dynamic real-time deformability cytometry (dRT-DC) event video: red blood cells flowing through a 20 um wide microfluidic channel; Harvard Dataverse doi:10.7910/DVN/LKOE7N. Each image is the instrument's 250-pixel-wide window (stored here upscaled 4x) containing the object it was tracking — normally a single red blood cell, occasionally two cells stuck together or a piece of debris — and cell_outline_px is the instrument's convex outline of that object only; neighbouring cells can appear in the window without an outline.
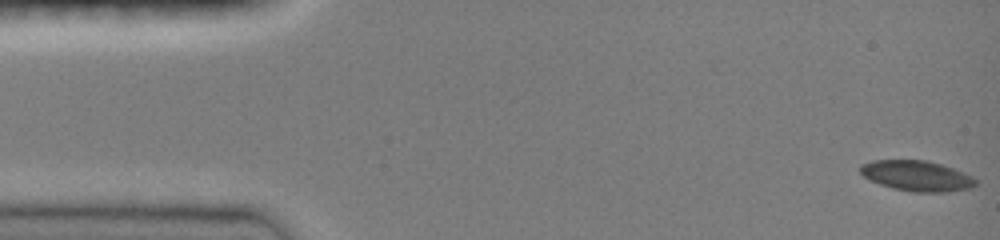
{"species": "common noctule bat (a hibernating species)", "species_latin": "Nyctalus noctula", "temperature_condition": "room temperature", "stored_images_in_passage": 36, "camera_frame_rate_fps": 3000, "um_per_image_px": 0.085, "animal": {"sex": "female", "body_mass_g": 19.0, "forearm_length_mm": 51.5}, "frame": {"image": 1, "passage_image": 1, "time_ms": 0.0, "image_size_px": [1000, 240], "cell_outline_px": [[976, 184], [968, 188], [944, 192], [912, 192], [880, 184], [864, 176], [860, 172], [860, 164], [872, 160], [928, 160], [952, 168], [976, 180]], "centroid_in_image_um": [77.87, 14.93], "position_along_channel_um": 7.1, "area_um2": 20.0}}
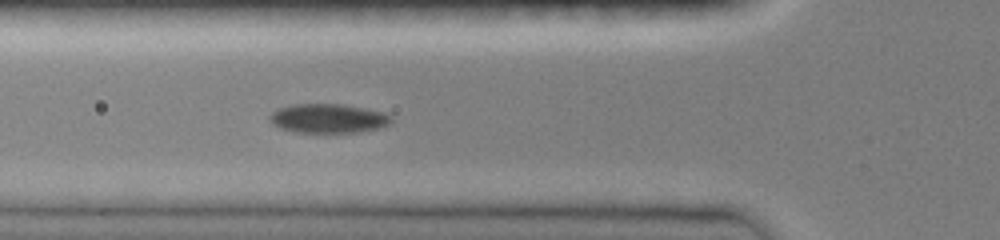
{"frame": {"image": 2, "passage_image": 22, "time_ms": 5.333, "image_size_px": [1000, 240], "cell_outline_px": [[392, 120], [388, 124], [380, 128], [360, 132], [296, 132], [280, 128], [272, 124], [268, 116], [272, 112], [280, 108], [292, 104], [344, 104], [384, 112], [392, 116]], "centroid_in_image_um": [27.91, 10.06], "position_along_channel_um": 97.9, "area_um2": 20.69}}
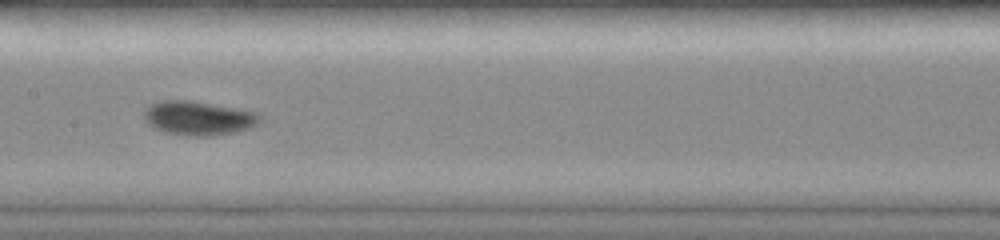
{"frame": {"image": 3, "passage_image": 35, "time_ms": 7.667, "image_size_px": [1000, 240], "cell_outline_px": [[264, 120], [248, 128], [236, 132], [208, 136], [184, 136], [164, 132], [152, 128], [148, 124], [144, 116], [144, 108], [152, 104], [164, 100], [192, 100], [252, 112], [260, 116]], "centroid_in_image_um": [16.81, 10.05], "position_along_channel_um": 190.6, "area_um2": 22.89}}